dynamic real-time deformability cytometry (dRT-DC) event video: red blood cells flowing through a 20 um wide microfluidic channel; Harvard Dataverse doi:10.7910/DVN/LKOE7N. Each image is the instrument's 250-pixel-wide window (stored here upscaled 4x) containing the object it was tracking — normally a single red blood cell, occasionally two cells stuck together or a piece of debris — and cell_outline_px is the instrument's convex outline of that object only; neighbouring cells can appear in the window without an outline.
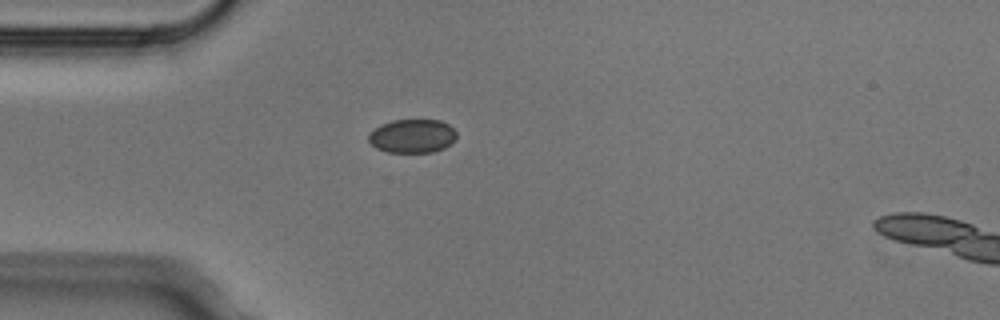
{"species": "Egyptian fruit bat (a non-hibernating species)", "species_latin": "Rousettus aegyptiacus", "temperature_condition": "cold", "stored_images_in_passage": 2, "camera_frame_rate_fps": 3000, "um_per_image_px": 0.085, "animal": {"sex": "male"}, "frame": {"image": 1, "passage_image": 1, "time_ms": 0.0, "image_size_px": [1000, 320], "cell_outline_px": [[456, 136], [444, 148], [432, 152], [388, 152], [376, 148], [368, 140], [368, 136], [380, 124], [392, 120], [440, 120], [448, 124], [456, 132]], "centroid_in_image_um": [35.03, 11.56], "position_along_channel_um": 50.0, "area_um2": 17.05}}